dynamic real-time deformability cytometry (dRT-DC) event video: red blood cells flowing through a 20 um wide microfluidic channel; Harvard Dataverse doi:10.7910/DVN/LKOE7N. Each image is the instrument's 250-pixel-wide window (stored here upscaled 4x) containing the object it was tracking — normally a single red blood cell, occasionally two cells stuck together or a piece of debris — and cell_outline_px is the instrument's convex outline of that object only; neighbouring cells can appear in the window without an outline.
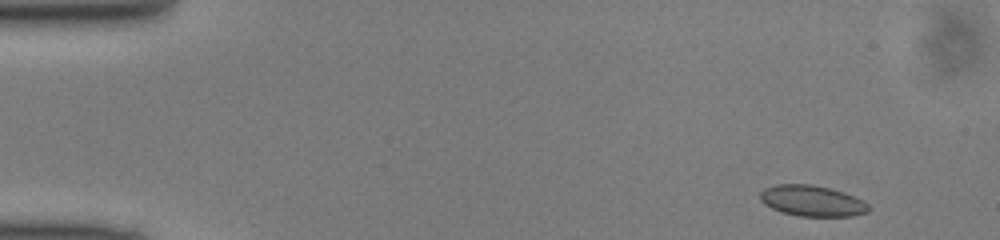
{"species": "common noctule bat (a hibernating species)", "species_latin": "Nyctalus noctula", "temperature_condition": "cold", "stored_images_in_passage": 47, "camera_frame_rate_fps": 3000, "um_per_image_px": 0.085, "animal": {"sex": "male", "body_mass_g": 13.0, "forearm_length_mm": 53.1}, "frame": {"image": 1, "passage_image": 2, "time_ms": 0.333, "image_size_px": [1000, 240], "cell_outline_px": [[868, 212], [852, 216], [800, 216], [780, 212], [764, 204], [760, 200], [760, 192], [764, 188], [776, 184], [812, 184], [832, 188], [844, 192], [868, 204]], "centroid_in_image_um": [68.98, 17.06], "position_along_channel_um": 16.0, "area_um2": 19.54}}
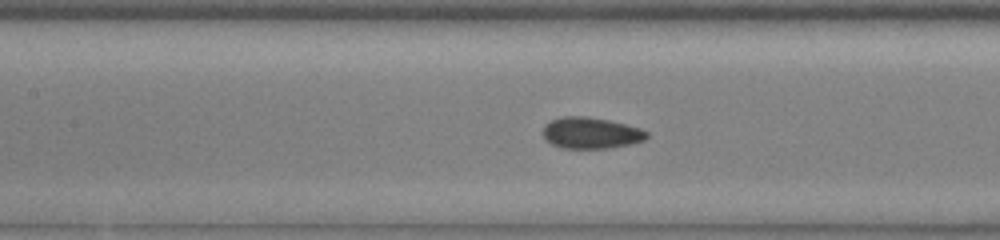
{"frame": {"image": 2, "passage_image": 20, "time_ms": 6.333, "image_size_px": [1000, 240], "cell_outline_px": [[648, 136], [644, 140], [632, 144], [608, 148], [564, 148], [552, 144], [544, 140], [544, 124], [560, 116], [588, 116], [608, 120], [640, 128], [648, 132]], "centroid_in_image_um": [50.22, 11.3], "position_along_channel_um": 157.2, "area_um2": 18.96}}
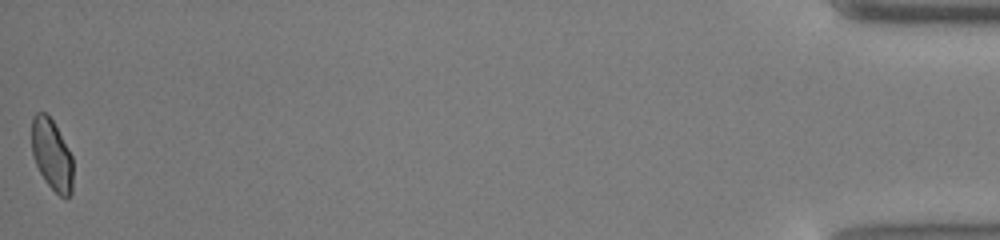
{"frame": {"image": 3, "passage_image": 47, "time_ms": 15.333, "image_size_px": [1000, 240], "cell_outline_px": [[72, 192], [68, 196], [60, 196], [44, 180], [36, 164], [32, 152], [32, 116], [36, 112], [44, 112], [52, 120], [72, 156]], "centroid_in_image_um": [4.39, 13.14], "position_along_channel_um": 430.8, "area_um2": 16.76}}